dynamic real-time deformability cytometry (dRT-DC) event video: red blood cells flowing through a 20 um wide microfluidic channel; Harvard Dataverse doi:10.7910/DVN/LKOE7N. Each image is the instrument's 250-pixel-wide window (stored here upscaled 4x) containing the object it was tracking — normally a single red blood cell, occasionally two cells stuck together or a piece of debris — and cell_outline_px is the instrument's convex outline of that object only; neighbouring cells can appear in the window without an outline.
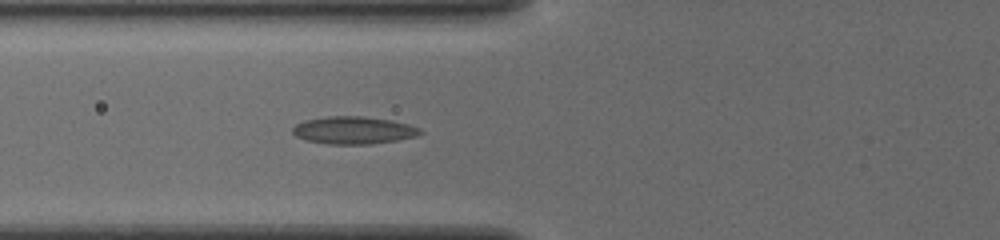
{"species": "common noctule bat (a hibernating species)", "species_latin": "Nyctalus noctula", "temperature_condition": "cold", "stored_images_in_passage": 16, "camera_frame_rate_fps": 3000, "um_per_image_px": 0.085, "animal": {"sex": "female", "body_mass_g": 19.5, "forearm_length_mm": 54.1}, "frame": {"image": 1, "passage_image": 16, "time_ms": 6.667, "image_size_px": [1000, 240], "cell_outline_px": [[424, 132], [416, 136], [396, 140], [372, 144], [328, 144], [304, 140], [296, 136], [292, 132], [292, 128], [296, 124], [304, 120], [328, 116], [364, 116], [392, 120], [408, 124], [420, 128]], "centroid_in_image_um": [30.04, 11.07], "position_along_channel_um": 95.8, "area_um2": 20.58}}